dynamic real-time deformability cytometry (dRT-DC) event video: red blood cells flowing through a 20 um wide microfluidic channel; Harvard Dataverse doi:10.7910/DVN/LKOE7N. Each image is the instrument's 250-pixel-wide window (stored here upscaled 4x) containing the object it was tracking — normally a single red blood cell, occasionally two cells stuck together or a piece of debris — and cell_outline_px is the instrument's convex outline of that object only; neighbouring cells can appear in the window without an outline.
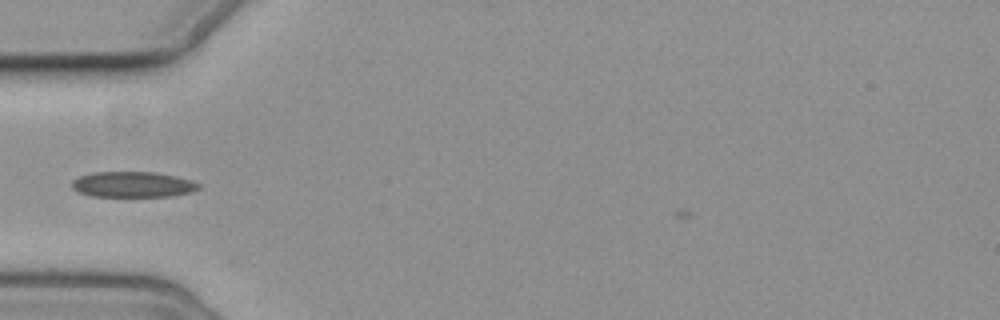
{"species": "common noctule bat (a hibernating species)", "species_latin": "Nyctalus noctula", "temperature_condition": "cold", "stored_images_in_passage": 6, "camera_frame_rate_fps": 3000, "um_per_image_px": 0.085, "animal": {"sex": "female", "body_mass_g": 19.3, "forearm_length_mm": 54.1}, "frame": {"image": 1, "passage_image": 3, "time_ms": 2.333, "image_size_px": [1000, 320], "cell_outline_px": [[200, 188], [192, 192], [172, 196], [92, 196], [76, 192], [72, 188], [72, 180], [80, 176], [92, 172], [152, 172], [176, 176], [192, 180], [200, 184]], "centroid_in_image_um": [11.28, 15.68], "position_along_channel_um": 73.7, "area_um2": 19.02}}
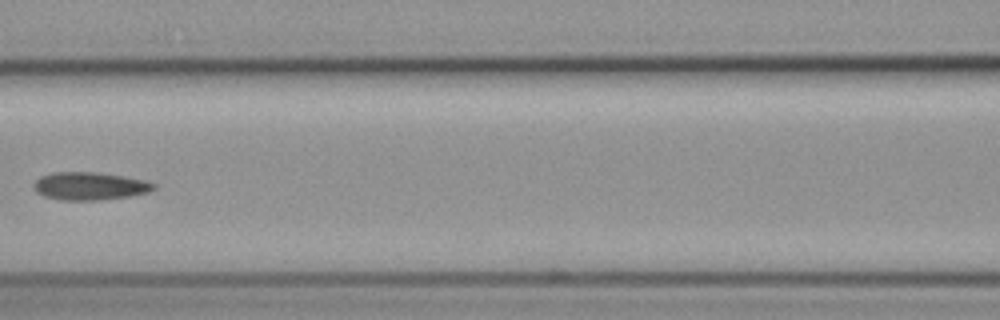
{"frame": {"image": 2, "passage_image": 5, "time_ms": 4.667, "image_size_px": [1000, 320], "cell_outline_px": [[156, 188], [148, 192], [132, 196], [100, 200], [60, 200], [44, 196], [36, 192], [32, 188], [32, 184], [40, 176], [52, 172], [96, 172], [148, 180], [156, 184]], "centroid_in_image_um": [7.62, 15.81], "position_along_channel_um": 159.0, "area_um2": 19.77}}
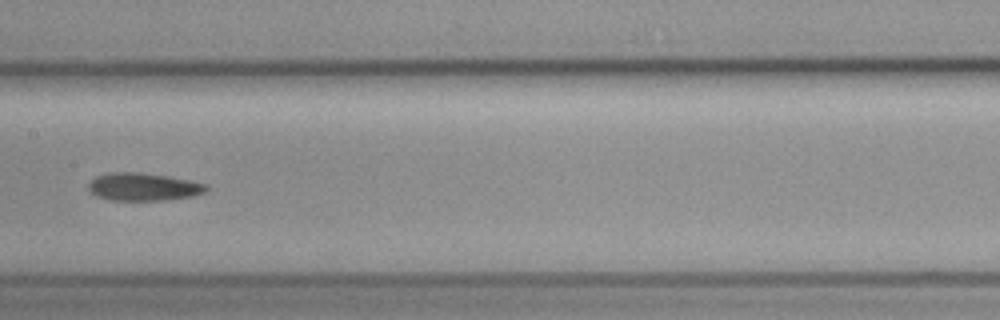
{"frame": {"image": 3, "passage_image": 6, "time_ms": 5.667, "image_size_px": [1000, 320], "cell_outline_px": [[208, 192], [196, 196], [164, 200], [112, 200], [96, 196], [88, 188], [88, 184], [96, 176], [108, 172], [140, 172], [168, 176], [208, 184]], "centroid_in_image_um": [12.23, 15.88], "position_along_channel_um": 195.2, "area_um2": 19.25}}